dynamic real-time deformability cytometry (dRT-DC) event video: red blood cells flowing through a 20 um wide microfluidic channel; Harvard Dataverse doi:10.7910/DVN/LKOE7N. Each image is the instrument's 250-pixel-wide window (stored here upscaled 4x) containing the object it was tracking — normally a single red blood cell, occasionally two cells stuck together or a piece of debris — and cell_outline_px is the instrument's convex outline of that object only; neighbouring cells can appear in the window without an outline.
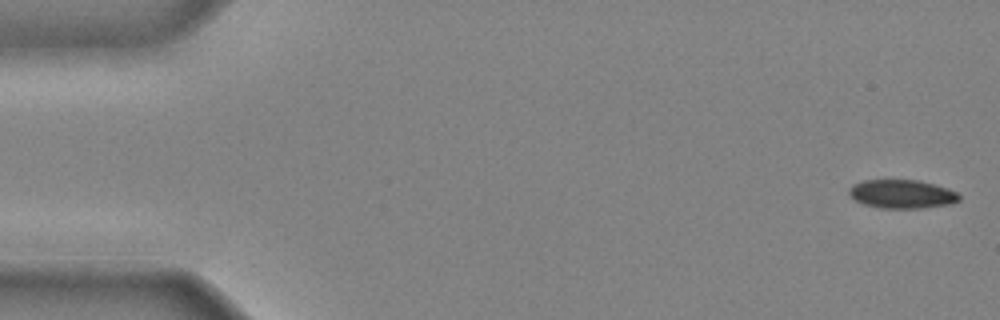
{"species": "common noctule bat (a hibernating species)", "species_latin": "Nyctalus noctula", "temperature_condition": "cold", "stored_images_in_passage": 42, "camera_frame_rate_fps": 3000, "um_per_image_px": 0.085, "animal": {"sex": "male", "body_mass_g": 20.4}, "frame": {"image": 1, "passage_image": 1, "time_ms": 0.0, "image_size_px": [1000, 320], "cell_outline_px": [[960, 200], [952, 204], [924, 208], [880, 208], [864, 204], [856, 200], [848, 192], [848, 188], [852, 184], [864, 180], [920, 180], [948, 188], [956, 192], [960, 196]], "centroid_in_image_um": [76.68, 16.49], "position_along_channel_um": 8.3, "area_um2": 18.5}}
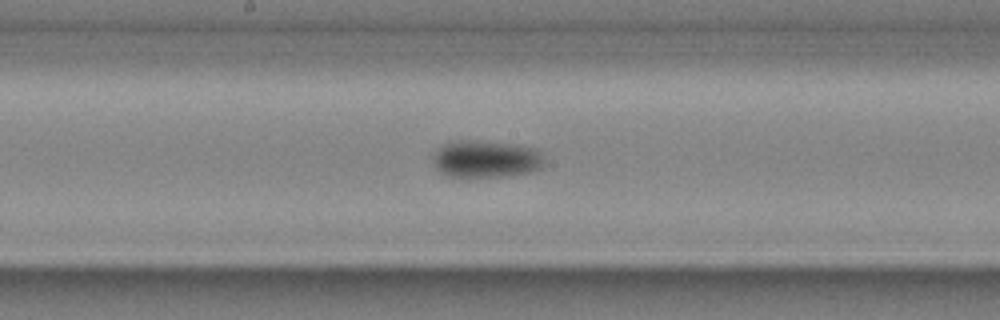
{"frame": {"image": 2, "passage_image": 23, "time_ms": 7.333, "image_size_px": [1000, 320], "cell_outline_px": [[544, 168], [528, 172], [504, 176], [448, 176], [440, 172], [436, 168], [432, 160], [436, 152], [444, 144], [460, 140], [464, 140], [516, 144], [532, 148], [540, 152], [544, 160]], "centroid_in_image_um": [41.33, 13.52], "position_along_channel_um": 206.9, "area_um2": 23.81}}
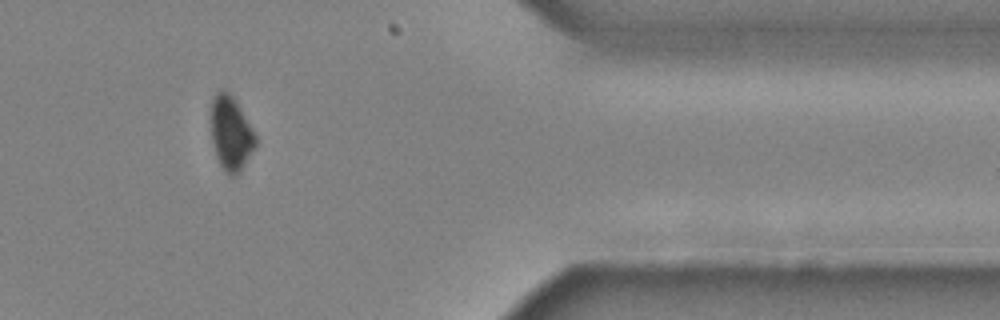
{"frame": {"image": 3, "passage_image": 37, "time_ms": 12.0, "image_size_px": [1000, 320], "cell_outline_px": [[256, 144], [240, 172], [236, 176], [228, 176], [224, 172], [216, 156], [212, 144], [212, 100], [216, 92], [228, 92], [232, 96], [240, 108], [256, 136]], "centroid_in_image_um": [19.62, 11.4], "position_along_channel_um": 391.8, "area_um2": 18.84}}